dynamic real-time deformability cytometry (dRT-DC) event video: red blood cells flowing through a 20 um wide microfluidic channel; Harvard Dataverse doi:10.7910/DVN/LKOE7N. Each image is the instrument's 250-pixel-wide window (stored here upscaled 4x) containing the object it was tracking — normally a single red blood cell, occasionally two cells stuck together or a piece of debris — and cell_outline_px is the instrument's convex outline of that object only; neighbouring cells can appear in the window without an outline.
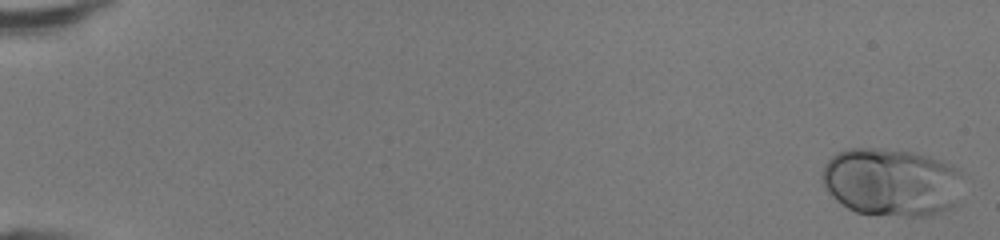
{"species": "human", "species_latin": "Homo sapiens", "temperature_condition": "room temperature", "stored_images_in_passage": 48, "camera_frame_rate_fps": 3000, "um_per_image_px": 0.085, "donor": {"sex": "female"}, "frame": {"image": 1, "passage_image": 1, "time_ms": 0.0, "image_size_px": [1000, 240], "cell_outline_px": [[960, 176], [956, 204], [940, 212], [924, 216], [908, 216], [856, 212], [848, 208], [836, 200], [824, 188], [824, 164], [836, 152], [848, 148], [884, 148], [912, 152], [928, 156], [940, 160], [956, 168], [960, 172]], "centroid_in_image_um": [75.73, 15.46], "position_along_channel_um": 9.3, "area_um2": 55.37}}
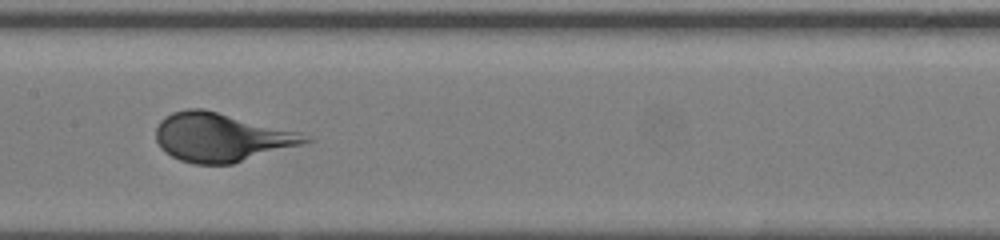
{"frame": {"image": 2, "passage_image": 26, "time_ms": 8.333, "image_size_px": [1000, 240], "cell_outline_px": [[316, 140], [232, 164], [192, 164], [180, 160], [164, 152], [160, 148], [156, 140], [156, 128], [160, 120], [172, 112], [188, 108], [204, 108], [300, 132]], "centroid_in_image_um": [18.79, 11.66], "position_along_channel_um": 188.6, "area_um2": 42.43}}
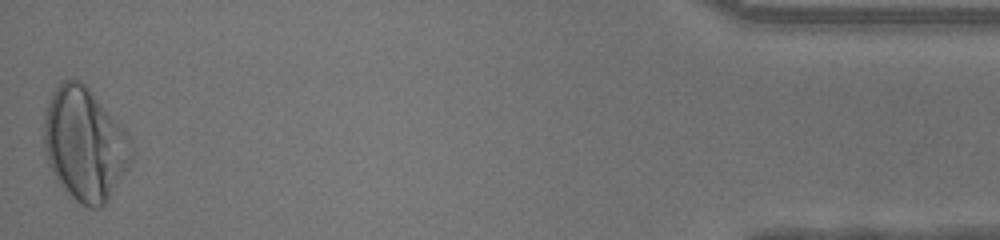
{"frame": {"image": 3, "passage_image": 48, "time_ms": 15.667, "image_size_px": [1000, 240], "cell_outline_px": [[132, 156], [108, 200], [100, 208], [88, 208], [80, 204], [56, 180], [48, 164], [44, 148], [44, 116], [48, 100], [56, 88], [64, 80], [80, 80], [92, 92], [120, 124], [128, 136], [132, 144]], "centroid_in_image_um": [7.17, 12.26], "position_along_channel_um": 428.0, "area_um2": 56.82}}